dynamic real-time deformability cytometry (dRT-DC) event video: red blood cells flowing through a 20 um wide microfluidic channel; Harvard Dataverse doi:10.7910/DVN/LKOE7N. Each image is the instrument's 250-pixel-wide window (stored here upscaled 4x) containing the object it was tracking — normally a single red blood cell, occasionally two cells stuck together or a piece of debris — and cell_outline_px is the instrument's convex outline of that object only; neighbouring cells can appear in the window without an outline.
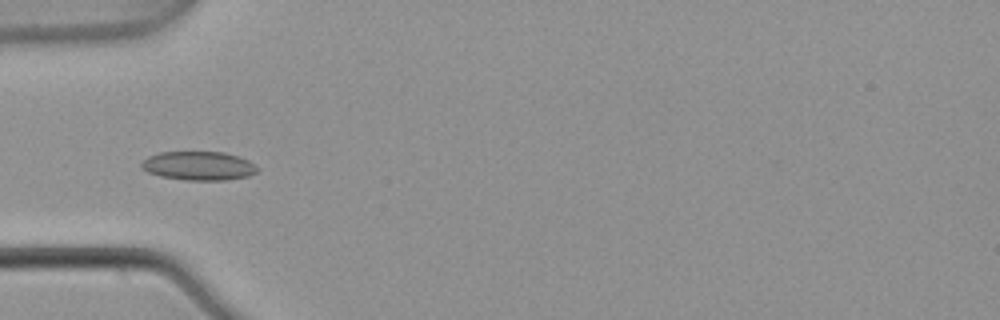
{"species": "common noctule bat (a hibernating species)", "species_latin": "Nyctalus noctula", "temperature_condition": "warm", "stored_images_in_passage": 4, "camera_frame_rate_fps": 3000, "um_per_image_px": 0.085, "animal": {"sex": "male", "body_mass_g": 21.5, "forearm_length_mm": 52.0}, "frame": {"image": 1, "passage_image": 4, "time_ms": 1.0, "image_size_px": [1000, 320], "cell_outline_px": [[260, 168], [256, 172], [248, 176], [228, 180], [184, 180], [160, 176], [148, 172], [140, 168], [140, 164], [148, 156], [160, 152], [224, 152], [248, 160]], "centroid_in_image_um": [16.87, 14.1], "position_along_channel_um": 68.1, "area_um2": 19.54}}